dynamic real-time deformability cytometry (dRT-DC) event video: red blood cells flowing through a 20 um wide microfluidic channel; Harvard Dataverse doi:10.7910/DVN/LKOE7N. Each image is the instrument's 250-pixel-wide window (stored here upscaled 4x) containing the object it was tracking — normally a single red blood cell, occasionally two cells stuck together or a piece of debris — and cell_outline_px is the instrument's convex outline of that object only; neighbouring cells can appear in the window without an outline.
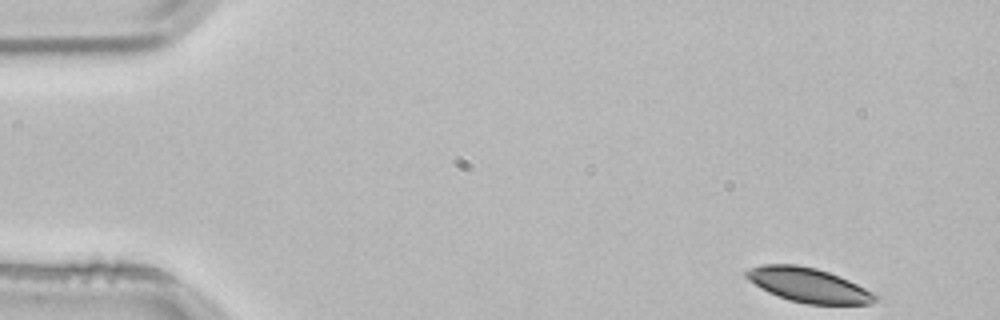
{"species": "common noctule bat (a hibernating species)", "species_latin": "Nyctalus noctula", "temperature_condition": "room temperature", "stored_images_in_passage": 3, "camera_frame_rate_fps": 3000, "um_per_image_px": 0.085, "animal": {"sex": "male", "body_mass_g": 21.5, "forearm_length_mm": 52.0}, "frame": {"image": 1, "passage_image": 3, "time_ms": 0.667, "image_size_px": [1000, 320], "cell_outline_px": [[880, 300], [872, 304], [808, 304], [788, 300], [768, 292], [760, 288], [748, 280], [744, 276], [744, 272], [748, 268], [760, 264], [796, 264], [816, 268], [840, 276], [880, 296]], "centroid_in_image_um": [68.7, 24.23], "position_along_channel_um": 16.3, "area_um2": 26.07}}